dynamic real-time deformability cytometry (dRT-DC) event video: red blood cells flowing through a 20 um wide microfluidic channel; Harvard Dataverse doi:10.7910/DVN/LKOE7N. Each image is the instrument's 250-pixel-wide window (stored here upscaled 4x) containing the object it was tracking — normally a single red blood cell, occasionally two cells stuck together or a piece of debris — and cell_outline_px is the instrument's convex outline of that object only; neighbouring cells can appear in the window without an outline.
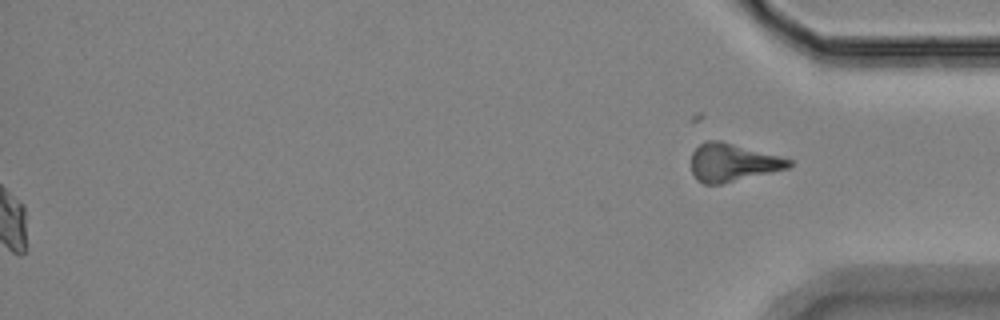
{"species": "Egyptian fruit bat (a non-hibernating species)", "species_latin": "Rousettus aegyptiacus", "temperature_condition": "room temperature", "stored_images_in_passage": 51, "segment_of_instrument_passage": [2, 2], "camera_frame_rate_fps": 3000, "um_per_image_px": 0.085, "animal": {"sex": "female"}, "frame": {"image": 1, "passage_image": 51, "time_ms": 16.667, "image_size_px": [1000, 320], "cell_outline_px": [[792, 164], [788, 168], [720, 184], [704, 184], [696, 180], [692, 172], [692, 152], [704, 140], [720, 140], [792, 160]], "centroid_in_image_um": [62.22, 13.81], "position_along_channel_um": 373.0, "area_um2": 21.27}}